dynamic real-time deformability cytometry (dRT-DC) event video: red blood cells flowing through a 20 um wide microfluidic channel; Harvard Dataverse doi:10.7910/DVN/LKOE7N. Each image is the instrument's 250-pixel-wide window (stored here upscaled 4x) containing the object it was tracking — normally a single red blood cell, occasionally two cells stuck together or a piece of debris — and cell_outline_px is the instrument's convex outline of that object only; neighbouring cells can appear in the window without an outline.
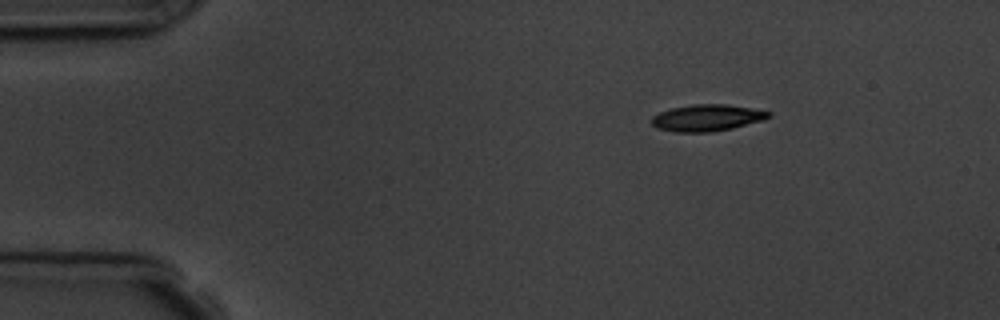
{"species": "common noctule bat (a hibernating species)", "species_latin": "Nyctalus noctula", "temperature_condition": "room temperature", "stored_images_in_passage": 3, "camera_frame_rate_fps": 3000, "um_per_image_px": 0.085, "animal": {"sex": "male", "body_mass_g": 19.5, "forearm_length_mm": 54.6}, "frame": {"image": 1, "passage_image": 1, "time_ms": 0.0, "image_size_px": [1000, 320], "cell_outline_px": [[772, 116], [764, 120], [732, 128], [712, 132], [672, 132], [656, 128], [648, 120], [652, 116], [660, 112], [672, 108], [692, 104], [724, 104], [752, 108], [772, 112]], "centroid_in_image_um": [60.07, 10.02], "position_along_channel_um": 24.9, "area_um2": 18.38}}